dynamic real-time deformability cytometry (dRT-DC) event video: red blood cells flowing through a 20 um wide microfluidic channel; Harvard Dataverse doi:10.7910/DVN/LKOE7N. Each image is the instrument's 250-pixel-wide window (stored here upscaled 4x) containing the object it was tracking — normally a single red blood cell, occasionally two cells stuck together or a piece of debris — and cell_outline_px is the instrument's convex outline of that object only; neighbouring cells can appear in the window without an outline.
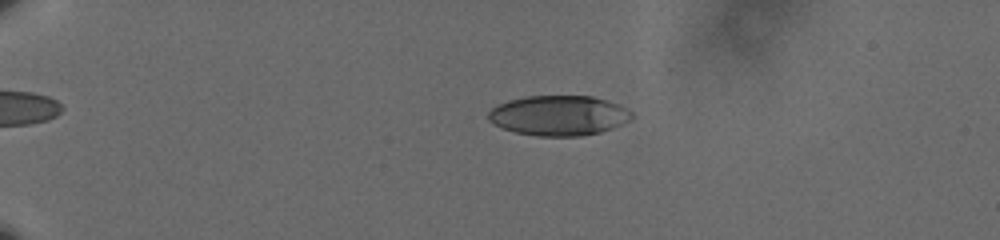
{"species": "human", "species_latin": "Homo sapiens", "temperature_condition": "cold", "stored_images_in_passage": 61, "camera_frame_rate_fps": 3000, "um_per_image_px": 0.085, "donor": {"sex": "male"}, "frame": {"image": 1, "passage_image": 16, "time_ms": 5.0, "image_size_px": [1000, 240], "cell_outline_px": [[632, 116], [628, 120], [620, 124], [600, 132], [580, 136], [536, 136], [516, 132], [500, 128], [492, 124], [488, 120], [488, 112], [496, 104], [508, 100], [528, 96], [592, 96], [608, 100], [620, 104], [632, 112]], "centroid_in_image_um": [47.44, 9.81], "position_along_channel_um": 37.6, "area_um2": 33.58}}
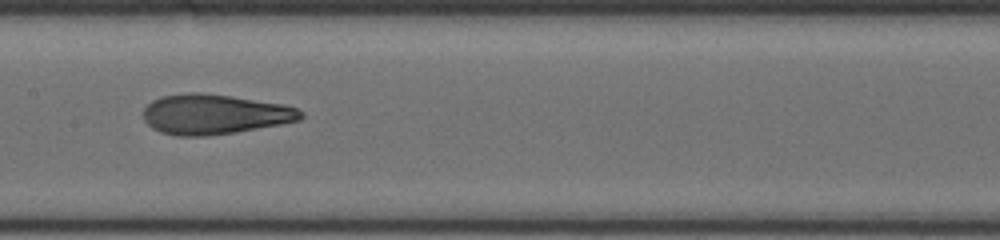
{"frame": {"image": 2, "passage_image": 35, "time_ms": 11.333, "image_size_px": [1000, 240], "cell_outline_px": [[304, 116], [300, 120], [280, 124], [236, 132], [204, 136], [176, 136], [160, 132], [152, 128], [144, 120], [144, 108], [152, 100], [160, 96], [188, 92], [200, 92], [284, 104], [296, 108], [304, 112]], "centroid_in_image_um": [18.21, 9.71], "position_along_channel_um": 189.2, "area_um2": 36.7}}
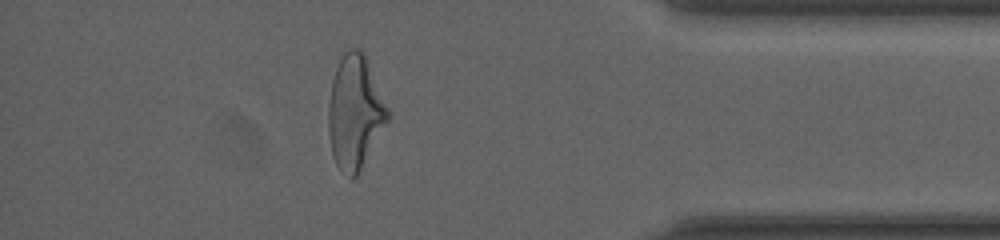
{"frame": {"image": 3, "passage_image": 55, "time_ms": 18.0, "image_size_px": [1000, 240], "cell_outline_px": [[388, 120], [356, 176], [352, 180], [336, 164], [332, 156], [328, 132], [328, 104], [332, 80], [336, 68], [344, 52], [352, 48], [360, 48], [364, 52], [388, 108]], "centroid_in_image_um": [30.14, 9.52], "position_along_channel_um": 405.1, "area_um2": 38.78}, "authors_computed_cell_mechanics": {"area_um2": 35.7782, "velocity_mm_per_s": 3.6068, "shape_relaxation_time_tau1_ms": 5.3636, "shape_relaxation_time_tau2_ms": 1.5343, "deformation_change_tau1": 0.2075, "deformation_change_tau2": 0.1032}}